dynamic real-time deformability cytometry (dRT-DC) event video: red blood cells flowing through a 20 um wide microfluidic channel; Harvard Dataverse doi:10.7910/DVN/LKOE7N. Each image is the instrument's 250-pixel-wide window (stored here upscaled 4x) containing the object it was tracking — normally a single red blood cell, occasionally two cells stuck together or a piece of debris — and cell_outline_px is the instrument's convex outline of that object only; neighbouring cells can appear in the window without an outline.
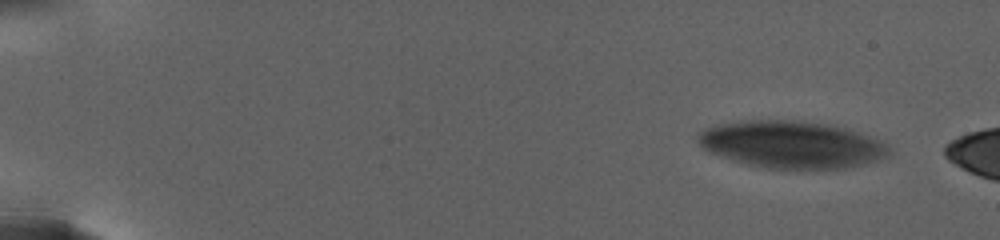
{"species": "human", "species_latin": "Homo sapiens", "temperature_condition": "warm", "stored_images_in_passage": 11, "camera_frame_rate_fps": 3000, "um_per_image_px": 0.085, "donor": {"sex": "female"}, "frame": {"image": 1, "passage_image": 1, "time_ms": 0.0, "image_size_px": [1000, 240], "cell_outline_px": [[884, 148], [872, 160], [860, 164], [844, 168], [768, 168], [748, 164], [708, 152], [700, 144], [700, 132], [708, 128], [720, 124], [740, 120], [788, 120], [820, 124], [852, 132], [872, 140], [880, 144]], "centroid_in_image_um": [67.03, 12.28], "position_along_channel_um": 18.0, "area_um2": 49.48}}